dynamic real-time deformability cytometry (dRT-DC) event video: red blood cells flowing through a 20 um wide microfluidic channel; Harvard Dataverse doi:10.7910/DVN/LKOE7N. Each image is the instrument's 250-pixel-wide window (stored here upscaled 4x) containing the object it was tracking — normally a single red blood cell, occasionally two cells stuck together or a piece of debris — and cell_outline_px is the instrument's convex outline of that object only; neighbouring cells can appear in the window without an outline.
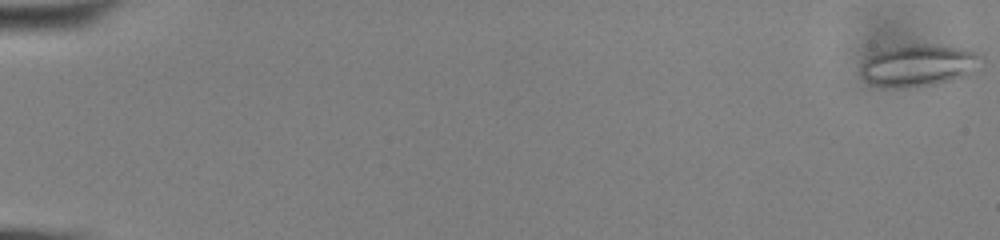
{"species": "common noctule bat (a hibernating species)", "species_latin": "Nyctalus noctula", "temperature_condition": "cold", "stored_images_in_passage": 59, "camera_frame_rate_fps": 3000, "um_per_image_px": 0.085, "animal": {"sex": "male", "body_mass_g": 13.0, "forearm_length_mm": 53.1}, "frame": {"image": 1, "passage_image": 1, "time_ms": 0.0, "image_size_px": [1000, 240], "cell_outline_px": [[984, 60], [968, 76], [952, 80], [932, 84], [904, 88], [884, 88], [872, 84], [860, 76], [860, 64], [868, 56], [884, 48], [916, 44], [924, 44], [964, 48], [976, 52], [984, 56]], "centroid_in_image_um": [78.06, 5.56], "position_along_channel_um": 6.9, "area_um2": 29.82}}
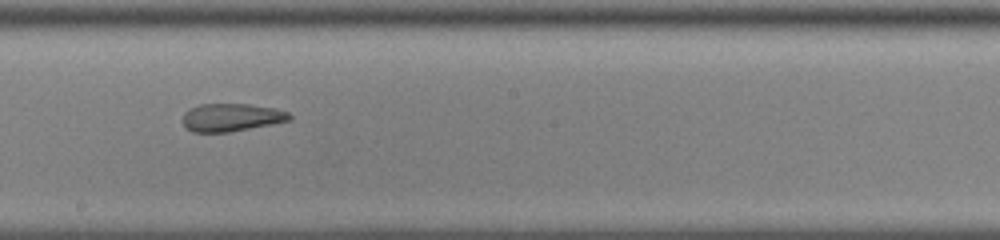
{"frame": {"image": 2, "passage_image": 35, "time_ms": 11.333, "image_size_px": [1000, 240], "cell_outline_px": [[292, 120], [272, 124], [228, 132], [192, 132], [184, 124], [184, 112], [188, 108], [200, 104], [248, 104], [276, 108], [288, 112], [292, 116]], "centroid_in_image_um": [19.69, 9.97], "position_along_channel_um": 228.5, "area_um2": 17.34}}
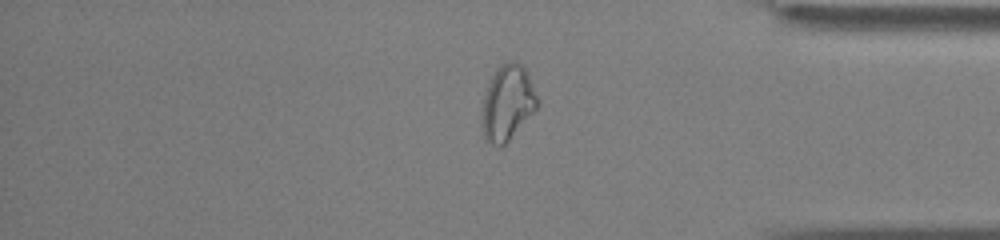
{"frame": {"image": 3, "passage_image": 50, "time_ms": 16.333, "image_size_px": [1000, 240], "cell_outline_px": [[536, 108], [508, 140], [500, 148], [492, 144], [484, 136], [480, 116], [484, 96], [488, 84], [492, 76], [508, 60], [512, 60], [520, 64], [524, 68], [532, 84], [536, 96]], "centroid_in_image_um": [43.09, 8.76], "position_along_channel_um": 392.1, "area_um2": 23.52}, "authors_computed_cell_mechanics": {"area_um2": 23.409, "velocity_mm_per_s": 3.5883, "shape_relaxation_time_tau1_ms": null, "shape_relaxation_time_tau2_ms": 1.9328, "deformation_change_tau1": null, "deformation_change_tau2": 0.0908}}